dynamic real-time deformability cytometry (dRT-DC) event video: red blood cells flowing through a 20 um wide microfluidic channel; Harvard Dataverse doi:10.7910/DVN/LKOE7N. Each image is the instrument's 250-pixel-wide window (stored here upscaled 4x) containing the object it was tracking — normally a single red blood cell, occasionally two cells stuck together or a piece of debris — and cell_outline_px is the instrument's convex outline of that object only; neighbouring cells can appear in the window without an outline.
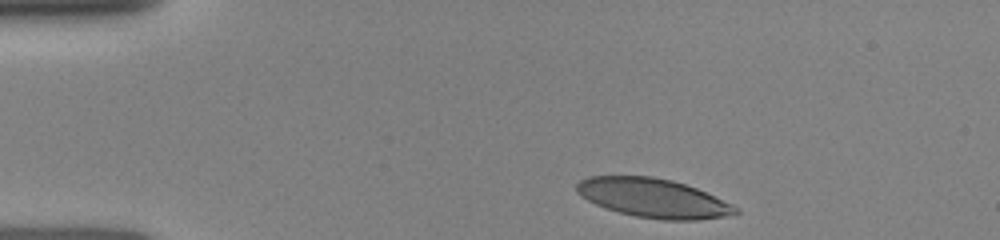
{"species": "human", "species_latin": "Homo sapiens", "temperature_condition": "room temperature", "stored_images_in_passage": 7, "camera_frame_rate_fps": 3000, "um_per_image_px": 0.085, "donor": {"sex": "female"}, "frame": {"image": 1, "passage_image": 1, "time_ms": 0.0, "image_size_px": [1000, 240], "cell_outline_px": [[740, 212], [724, 216], [696, 220], [664, 220], [636, 216], [620, 212], [596, 204], [580, 196], [576, 192], [576, 184], [580, 180], [588, 176], [652, 176], [672, 180], [696, 188], [732, 204], [740, 208]], "centroid_in_image_um": [55.51, 16.83], "position_along_channel_um": 29.5, "area_um2": 35.89}}
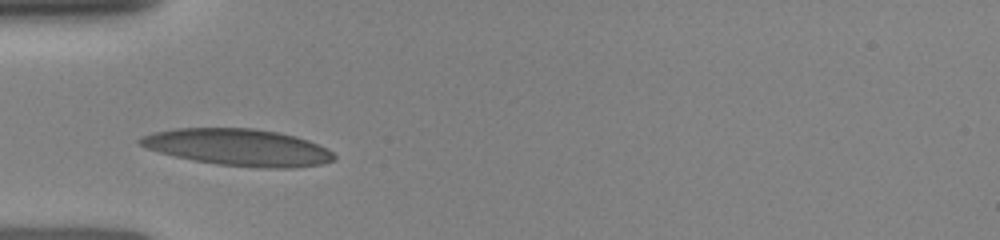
{"frame": {"image": 2, "passage_image": 5, "time_ms": 2.333, "image_size_px": [1000, 240], "cell_outline_px": [[336, 156], [332, 160], [320, 164], [292, 168], [256, 168], [216, 164], [176, 156], [160, 152], [148, 148], [140, 144], [136, 140], [140, 136], [152, 132], [176, 128], [252, 128], [276, 132], [308, 140], [328, 148]], "centroid_in_image_um": [20.24, 12.52], "position_along_channel_um": 64.8, "area_um2": 41.44}}
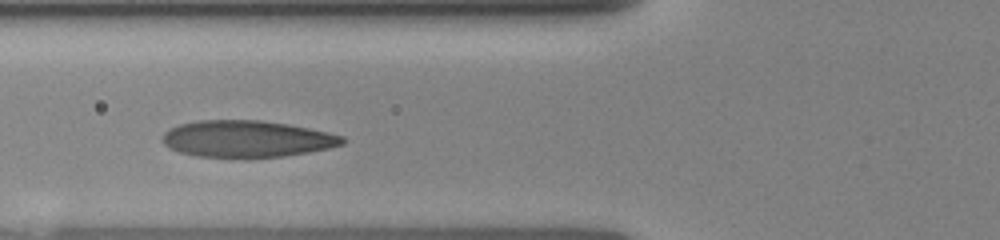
{"frame": {"image": 3, "passage_image": 7, "time_ms": 3.333, "image_size_px": [1000, 240], "cell_outline_px": [[348, 140], [344, 144], [328, 148], [308, 152], [284, 156], [248, 160], [196, 156], [180, 152], [164, 144], [160, 140], [164, 132], [180, 124], [200, 120], [260, 120], [288, 124], [328, 132], [344, 136]], "centroid_in_image_um": [21.0, 11.83], "position_along_channel_um": 104.8, "area_um2": 39.3}}